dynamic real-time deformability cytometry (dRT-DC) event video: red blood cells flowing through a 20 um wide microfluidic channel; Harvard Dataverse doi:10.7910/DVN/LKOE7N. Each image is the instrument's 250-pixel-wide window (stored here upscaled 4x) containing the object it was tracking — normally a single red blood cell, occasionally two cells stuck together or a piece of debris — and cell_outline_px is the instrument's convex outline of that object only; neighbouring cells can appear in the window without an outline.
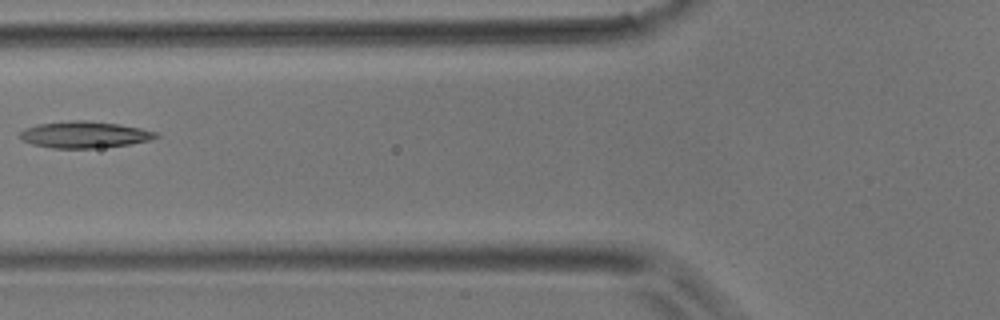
{"species": "common noctule bat (a hibernating species)", "species_latin": "Nyctalus noctula", "temperature_condition": "room temperature", "stored_images_in_passage": 4, "camera_frame_rate_fps": 3000, "um_per_image_px": 0.085, "animal": {"sex": "male", "body_mass_g": 17.9}, "frame": {"image": 1, "passage_image": 4, "time_ms": 1.0, "image_size_px": [1000, 320], "cell_outline_px": [[160, 136], [148, 140], [132, 144], [92, 148], [52, 148], [32, 144], [20, 140], [20, 132], [24, 128], [36, 124], [72, 120], [88, 120], [120, 124], [160, 132]], "centroid_in_image_um": [7.18, 11.43], "position_along_channel_um": 118.6, "area_um2": 21.27}}